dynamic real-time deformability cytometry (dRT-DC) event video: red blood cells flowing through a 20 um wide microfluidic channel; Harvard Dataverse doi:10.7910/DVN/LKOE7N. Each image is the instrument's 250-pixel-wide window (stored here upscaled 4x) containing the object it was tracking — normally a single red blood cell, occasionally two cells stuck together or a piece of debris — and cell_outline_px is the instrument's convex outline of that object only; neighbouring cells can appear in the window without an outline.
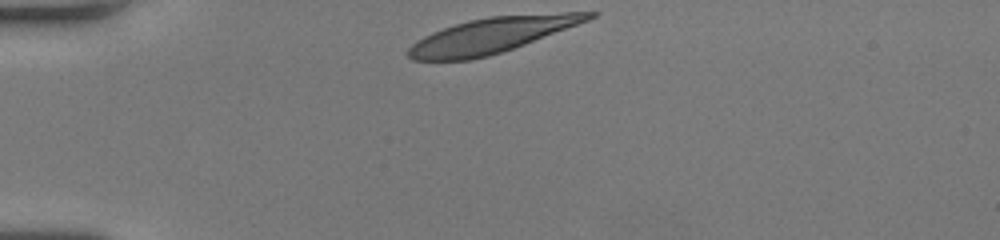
{"species": "human", "species_latin": "Homo sapiens", "temperature_condition": "room temperature", "stored_images_in_passage": 31, "camera_frame_rate_fps": 3000, "um_per_image_px": 0.085, "donor": {"sex": "female"}, "frame": {"image": 1, "passage_image": 1, "time_ms": 0.0, "image_size_px": [1000, 240], "cell_outline_px": [[600, 12], [596, 16], [588, 20], [524, 44], [488, 56], [472, 60], [412, 60], [408, 56], [408, 48], [416, 40], [432, 32], [468, 20], [492, 16], [564, 12]], "centroid_in_image_um": [41.77, 2.99], "position_along_channel_um": 43.2, "area_um2": 36.65}}
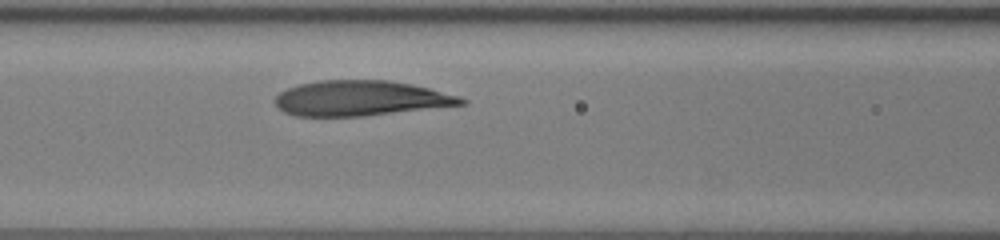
{"frame": {"image": 2, "passage_image": 11, "time_ms": 3.333, "image_size_px": [1000, 240], "cell_outline_px": [[468, 104], [360, 116], [296, 116], [284, 112], [276, 104], [276, 96], [280, 92], [288, 88], [300, 84], [320, 80], [388, 80], [412, 84], [460, 96], [468, 100]], "centroid_in_image_um": [30.68, 8.35], "position_along_channel_um": 135.9, "area_um2": 37.97}}
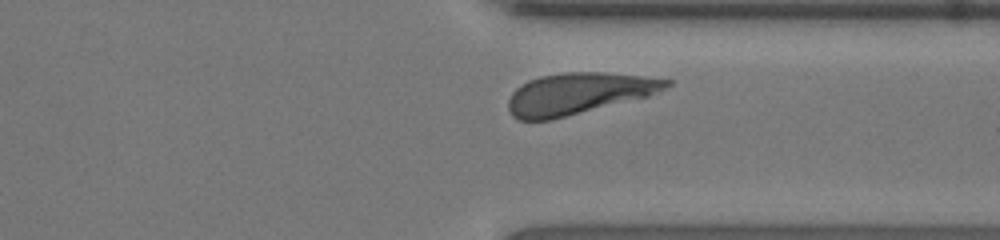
{"frame": {"image": 3, "passage_image": 28, "time_ms": 9.0, "image_size_px": [1000, 240], "cell_outline_px": [[672, 84], [648, 96], [552, 120], [520, 120], [512, 116], [508, 108], [508, 100], [512, 92], [516, 88], [528, 80], [540, 76], [564, 72], [604, 72], [644, 76], [672, 80]], "centroid_in_image_um": [49.14, 7.95], "position_along_channel_um": 362.3, "area_um2": 38.09}, "authors_computed_cell_mechanics": {"area_um2": 39.015, "velocity_mm_per_s": 3.9771, "shape_relaxation_time_tau1_ms": 2.6884, "shape_relaxation_time_tau2_ms": 0.9616, "deformation_change_tau1": 0.1677, "deformation_change_tau2": 0.0621}}